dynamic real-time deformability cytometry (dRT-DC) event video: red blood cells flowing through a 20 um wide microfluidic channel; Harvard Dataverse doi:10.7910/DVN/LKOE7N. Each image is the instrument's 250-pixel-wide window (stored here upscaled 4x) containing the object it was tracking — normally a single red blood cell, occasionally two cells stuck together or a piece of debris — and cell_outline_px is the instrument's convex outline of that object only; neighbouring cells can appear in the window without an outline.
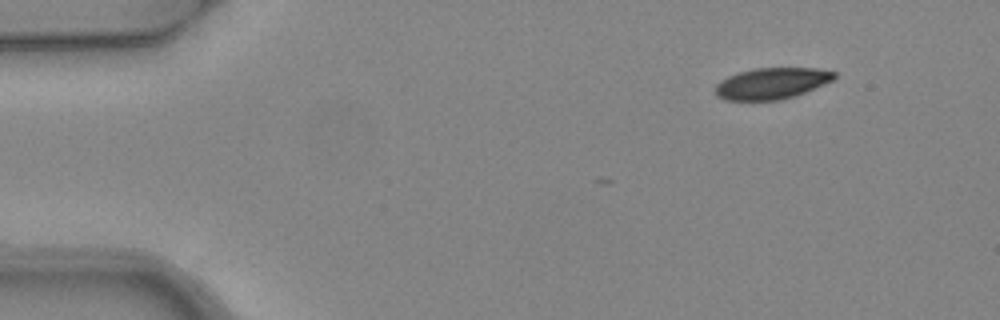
{"species": "common noctule bat (a hibernating species)", "species_latin": "Nyctalus noctula", "temperature_condition": "warm", "stored_images_in_passage": 4, "camera_frame_rate_fps": 3000, "um_per_image_px": 0.085, "animal": {"sex": "female", "body_mass_g": 24.6, "forearm_length_mm": 56.2}, "frame": {"image": 1, "passage_image": 1, "time_ms": 0.0, "image_size_px": [1000, 320], "cell_outline_px": [[836, 76], [832, 80], [804, 92], [780, 100], [724, 100], [716, 96], [716, 84], [720, 80], [728, 76], [740, 72], [756, 68], [816, 68], [836, 72]], "centroid_in_image_um": [65.56, 7.08], "position_along_channel_um": 19.4, "area_um2": 21.44}}
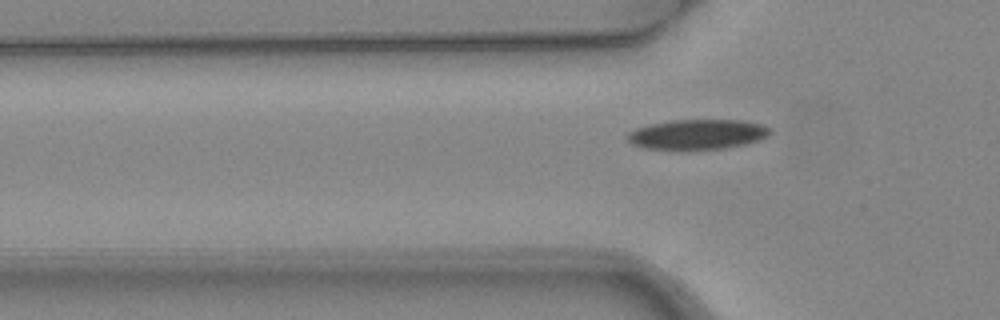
{"frame": {"image": 2, "passage_image": 4, "time_ms": 1.0, "image_size_px": [1000, 320], "cell_outline_px": [[772, 132], [768, 136], [760, 140], [748, 144], [724, 148], [692, 152], [680, 152], [644, 148], [632, 144], [624, 136], [628, 132], [636, 128], [648, 124], [672, 120], [744, 120], [764, 124], [772, 128]], "centroid_in_image_um": [59.28, 11.46], "position_along_channel_um": 66.5, "area_um2": 26.3}}